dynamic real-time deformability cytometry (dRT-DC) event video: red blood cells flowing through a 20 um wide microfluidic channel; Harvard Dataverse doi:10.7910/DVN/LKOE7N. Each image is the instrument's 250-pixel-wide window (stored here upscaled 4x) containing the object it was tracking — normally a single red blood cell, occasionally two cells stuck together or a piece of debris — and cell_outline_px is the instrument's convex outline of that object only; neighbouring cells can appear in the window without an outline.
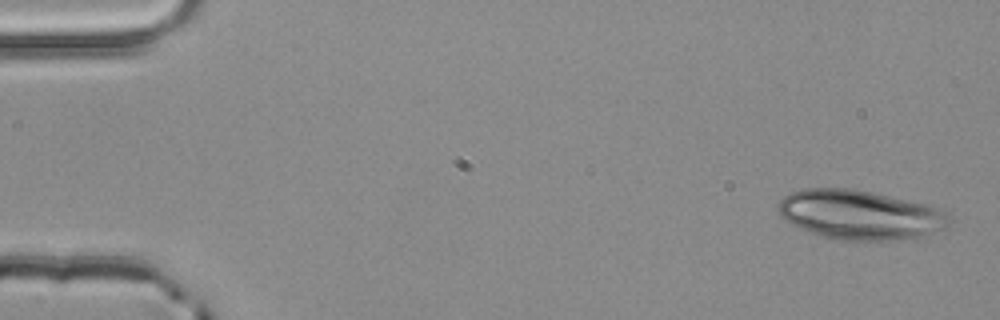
{"species": "common noctule bat (a hibernating species)", "species_latin": "Nyctalus noctula", "temperature_condition": "room temperature", "stored_images_in_passage": 5, "camera_frame_rate_fps": 3000, "um_per_image_px": 0.085, "animal": {"sex": "male", "body_mass_g": 20.4}, "frame": {"image": 1, "passage_image": 1, "time_ms": 0.0, "image_size_px": [1000, 320], "cell_outline_px": [[952, 224], [948, 228], [928, 236], [916, 240], [836, 240], [808, 232], [784, 220], [780, 216], [776, 208], [780, 200], [784, 196], [792, 192], [804, 188], [852, 188], [872, 192], [944, 208]], "centroid_in_image_um": [73.16, 18.28], "position_along_channel_um": 11.8, "area_um2": 50.29}}